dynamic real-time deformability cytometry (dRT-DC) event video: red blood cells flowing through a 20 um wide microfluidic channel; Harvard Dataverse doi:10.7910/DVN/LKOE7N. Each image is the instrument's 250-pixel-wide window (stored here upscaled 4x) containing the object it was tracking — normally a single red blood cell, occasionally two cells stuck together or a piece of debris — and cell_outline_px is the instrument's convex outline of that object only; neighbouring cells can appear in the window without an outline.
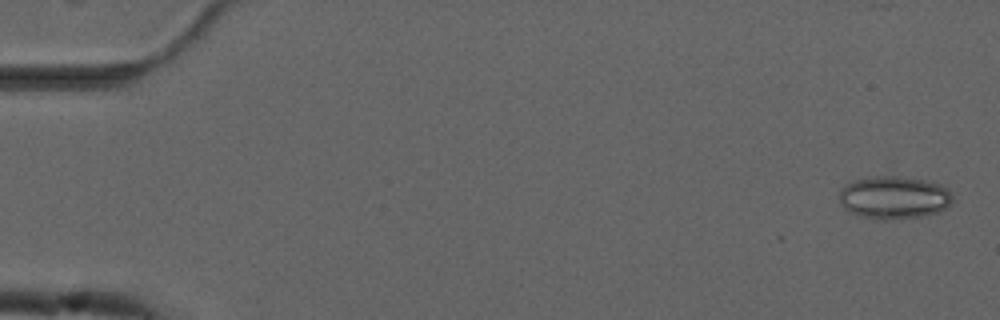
{"species": "common noctule bat (a hibernating species)", "species_latin": "Nyctalus noctula", "temperature_condition": "cold", "stored_images_in_passage": 36, "camera_frame_rate_fps": 3000, "um_per_image_px": 0.085, "animal": {"sex": "male", "forearm_length_mm": 52.5}, "frame": {"image": 1, "passage_image": 2, "time_ms": 0.333, "image_size_px": [1000, 320], "cell_outline_px": [[952, 200], [940, 212], [920, 216], [888, 220], [880, 220], [860, 216], [844, 208], [840, 204], [840, 188], [856, 180], [876, 176], [896, 176], [924, 180], [940, 184], [948, 188], [952, 196]], "centroid_in_image_um": [75.99, 16.79], "position_along_channel_um": 9.0, "area_um2": 28.09}}
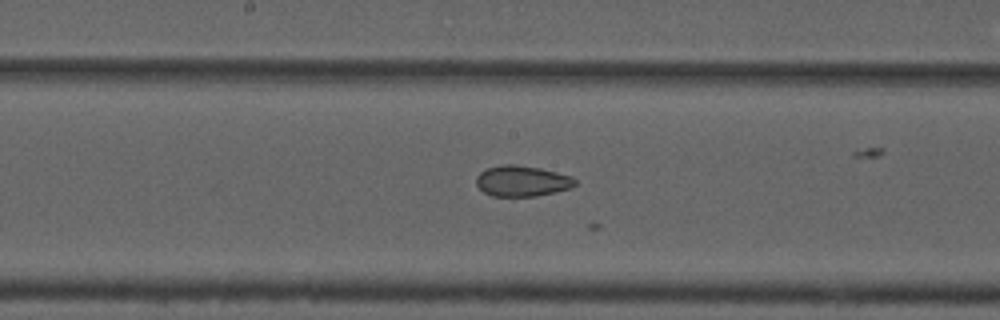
{"frame": {"image": 2, "passage_image": 29, "time_ms": 9.333, "image_size_px": [1000, 320], "cell_outline_px": [[576, 184], [572, 188], [556, 192], [536, 196], [492, 196], [484, 192], [476, 184], [476, 176], [480, 172], [488, 168], [504, 164], [516, 164], [540, 168], [572, 176], [576, 180]], "centroid_in_image_um": [44.39, 15.39], "position_along_channel_um": 203.8, "area_um2": 17.8}}
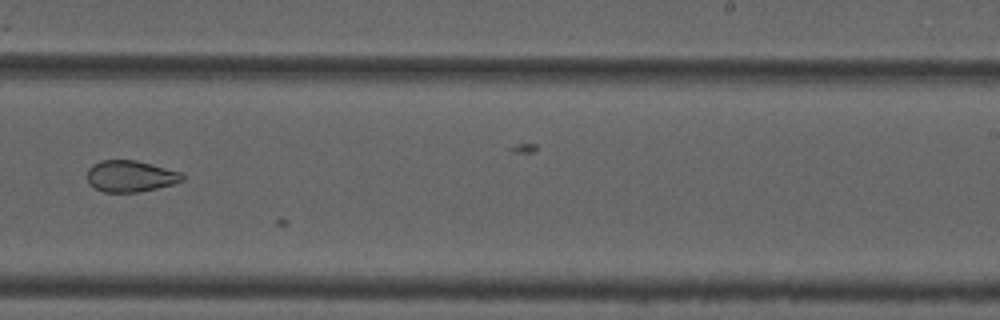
{"frame": {"image": 3, "passage_image": 35, "time_ms": 11.333, "image_size_px": [1000, 320], "cell_outline_px": [[184, 180], [172, 184], [140, 192], [104, 192], [88, 184], [88, 168], [92, 164], [100, 160], [136, 160], [152, 164], [180, 172], [184, 176]], "centroid_in_image_um": [11.07, 14.97], "position_along_channel_um": 277.9, "area_um2": 17.4}}